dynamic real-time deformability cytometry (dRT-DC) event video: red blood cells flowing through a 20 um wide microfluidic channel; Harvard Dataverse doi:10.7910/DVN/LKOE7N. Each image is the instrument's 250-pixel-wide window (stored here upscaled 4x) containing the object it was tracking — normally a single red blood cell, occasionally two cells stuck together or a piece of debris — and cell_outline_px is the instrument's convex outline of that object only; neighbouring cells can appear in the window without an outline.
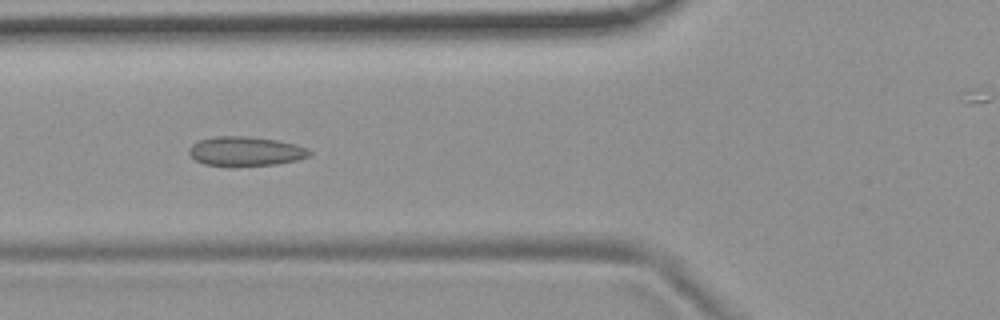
{"species": "common noctule bat (a hibernating species)", "species_latin": "Nyctalus noctula", "temperature_condition": "room temperature", "stored_images_in_passage": 39, "camera_frame_rate_fps": 3000, "um_per_image_px": 0.085, "animal": {"sex": "female", "body_mass_g": 19.9}, "frame": {"image": 1, "passage_image": 12, "time_ms": 3.667, "image_size_px": [1000, 320], "cell_outline_px": [[312, 156], [296, 160], [276, 164], [204, 164], [196, 160], [188, 152], [188, 148], [192, 144], [200, 140], [216, 136], [248, 136], [276, 140], [296, 144], [308, 148], [312, 152]], "centroid_in_image_um": [20.92, 12.82], "position_along_channel_um": 104.9, "area_um2": 20.11}}
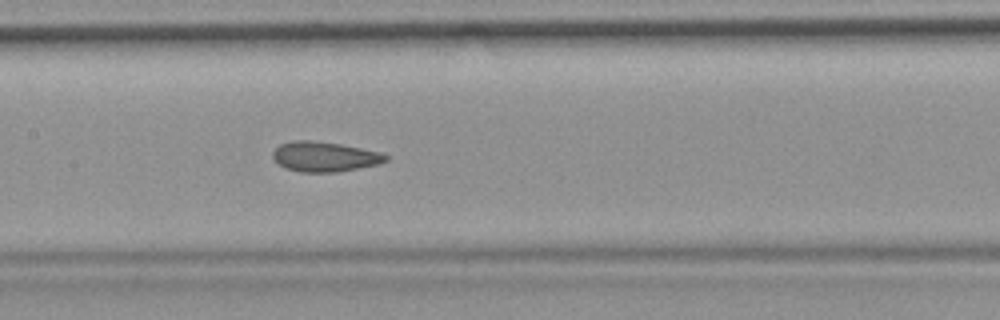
{"frame": {"image": 2, "passage_image": 18, "time_ms": 5.667, "image_size_px": [1000, 320], "cell_outline_px": [[388, 160], [380, 164], [336, 172], [300, 172], [284, 168], [272, 156], [272, 152], [280, 144], [292, 140], [312, 140], [340, 144], [380, 152], [388, 156]], "centroid_in_image_um": [27.58, 13.31], "position_along_channel_um": 179.8, "area_um2": 19.71}}
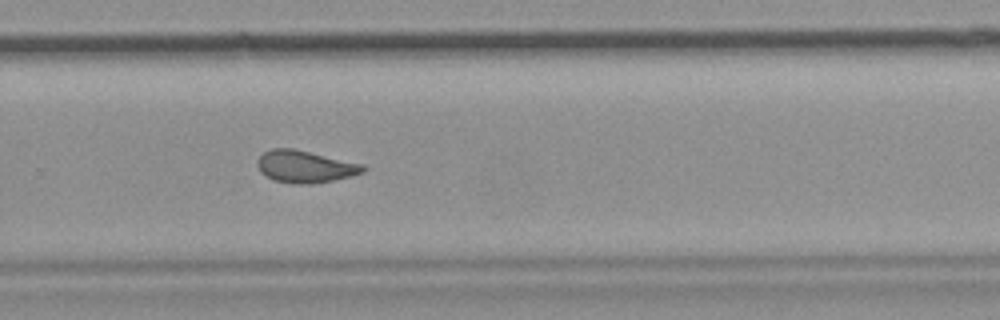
{"frame": {"image": 3, "passage_image": 28, "time_ms": 9.0, "image_size_px": [1000, 320], "cell_outline_px": [[368, 168], [364, 172], [352, 176], [312, 184], [292, 184], [272, 180], [260, 172], [256, 164], [256, 160], [264, 152], [272, 148], [292, 148], [364, 164]], "centroid_in_image_um": [25.92, 14.17], "position_along_channel_um": 303.9, "area_um2": 20.0}}